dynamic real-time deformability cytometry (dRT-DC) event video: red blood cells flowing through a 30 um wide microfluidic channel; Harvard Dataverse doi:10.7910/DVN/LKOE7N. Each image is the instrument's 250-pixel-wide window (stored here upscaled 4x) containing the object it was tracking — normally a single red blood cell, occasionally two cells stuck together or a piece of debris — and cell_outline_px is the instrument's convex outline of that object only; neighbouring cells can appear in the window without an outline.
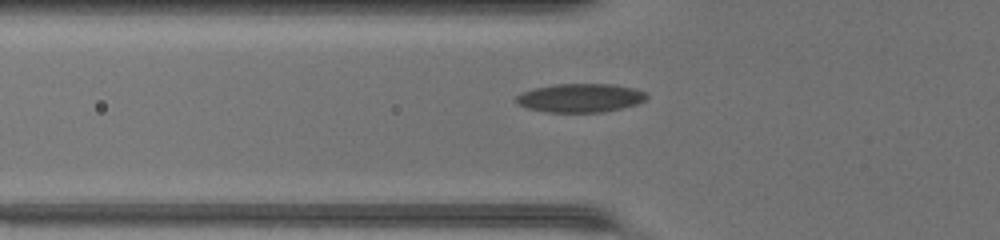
{"species": "common noctule bat (a hibernating species)", "species_latin": "Nyctalus noctula", "temperature_condition": "warm", "stored_images_in_passage": 30, "camera_frame_rate_fps": 3000, "um_per_image_px": 0.085, "animal": {"sex": "female", "body_mass_g": 17.0, "forearm_length_mm": 48.0}, "frame": {"image": 1, "passage_image": 2, "time_ms": 0.333, "image_size_px": [1000, 240], "cell_outline_px": [[648, 96], [644, 100], [636, 104], [604, 112], [548, 112], [528, 108], [516, 104], [516, 96], [524, 92], [536, 88], [556, 84], [612, 84], [632, 88], [644, 92]], "centroid_in_image_um": [49.31, 8.32], "position_along_channel_um": 76.5, "area_um2": 21.5}}
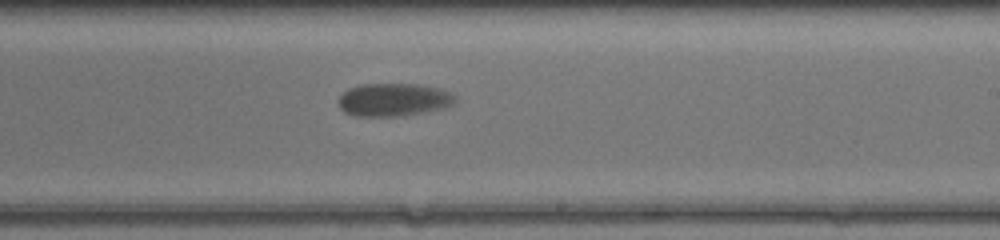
{"frame": {"image": 2, "passage_image": 15, "time_ms": 4.667, "image_size_px": [1000, 240], "cell_outline_px": [[456, 100], [452, 104], [444, 108], [424, 112], [396, 116], [356, 116], [344, 112], [340, 108], [340, 96], [348, 88], [360, 84], [420, 84], [440, 88], [456, 96]], "centroid_in_image_um": [33.46, 8.47], "position_along_channel_um": 255.5, "area_um2": 22.37}}
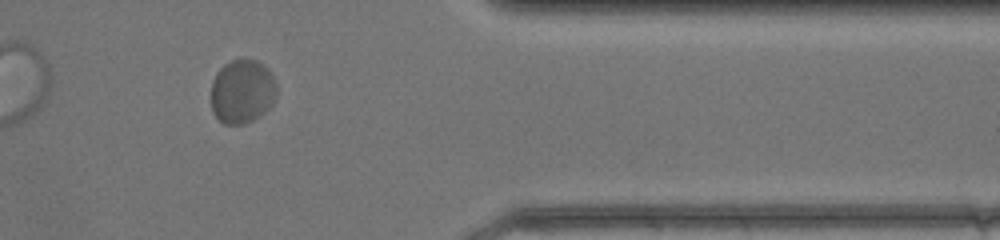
{"frame": {"image": 3, "passage_image": 26, "time_ms": 8.333, "image_size_px": [1000, 240], "cell_outline_px": [[276, 96], [272, 104], [260, 116], [244, 124], [224, 124], [212, 112], [212, 80], [216, 72], [224, 64], [232, 60], [244, 56], [256, 60], [268, 68], [276, 84]], "centroid_in_image_um": [20.59, 7.74], "position_along_channel_um": 390.8, "area_um2": 24.74}}